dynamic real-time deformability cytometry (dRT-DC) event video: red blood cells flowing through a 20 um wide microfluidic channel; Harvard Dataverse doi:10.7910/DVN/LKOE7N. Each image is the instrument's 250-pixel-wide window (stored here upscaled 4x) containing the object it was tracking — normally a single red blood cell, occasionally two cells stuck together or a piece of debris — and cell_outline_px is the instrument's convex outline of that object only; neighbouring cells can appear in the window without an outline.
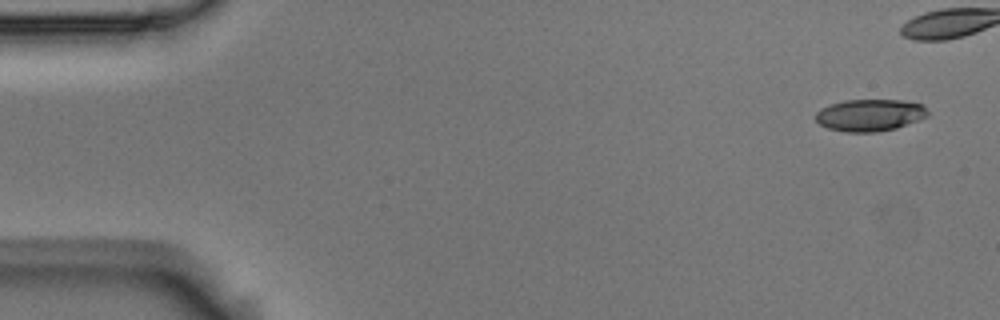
{"species": "Egyptian fruit bat (a non-hibernating species)", "species_latin": "Rousettus aegyptiacus", "temperature_condition": "room temperature", "stored_images_in_passage": 42, "camera_frame_rate_fps": 3000, "um_per_image_px": 0.085, "animal": {"sex": "male"}, "frame": {"image": 1, "passage_image": 1, "time_ms": 0.0, "image_size_px": [1000, 320], "cell_outline_px": [[928, 116], [896, 128], [876, 132], [848, 132], [828, 128], [820, 124], [816, 120], [816, 112], [820, 108], [844, 100], [900, 100], [924, 104], [928, 112]], "centroid_in_image_um": [73.94, 9.78], "position_along_channel_um": 11.1, "area_um2": 20.81}}
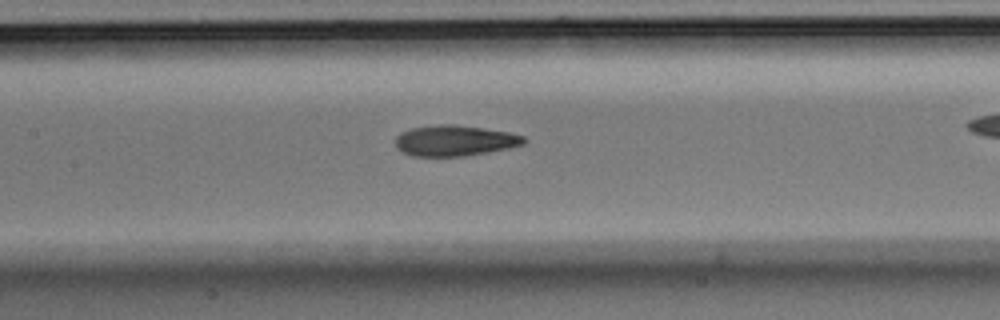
{"frame": {"image": 2, "passage_image": 24, "time_ms": 7.667, "image_size_px": [1000, 320], "cell_outline_px": [[528, 140], [524, 144], [508, 148], [488, 152], [464, 156], [412, 156], [396, 148], [396, 136], [400, 132], [412, 128], [440, 124], [456, 124], [484, 128], [508, 132], [524, 136]], "centroid_in_image_um": [38.66, 11.95], "position_along_channel_um": 168.7, "area_um2": 23.06}}
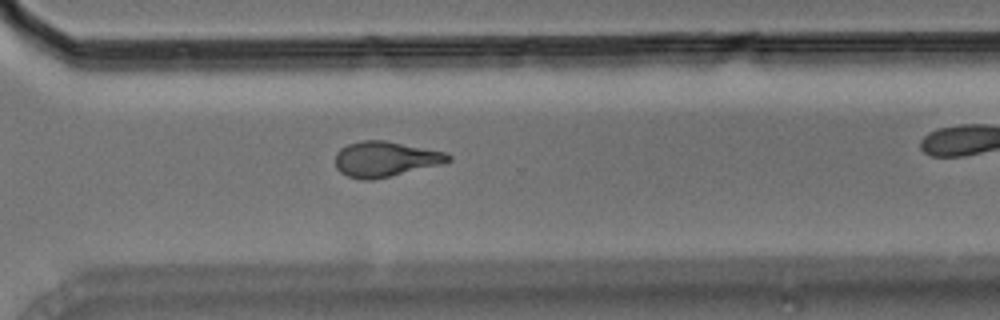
{"frame": {"image": 3, "passage_image": 38, "time_ms": 12.333, "image_size_px": [1000, 320], "cell_outline_px": [[452, 160], [444, 164], [372, 180], [360, 180], [348, 176], [340, 172], [336, 168], [336, 152], [340, 148], [348, 144], [364, 140], [384, 140], [444, 152], [452, 156]], "centroid_in_image_um": [32.75, 13.53], "position_along_channel_um": 337.9, "area_um2": 23.24}}